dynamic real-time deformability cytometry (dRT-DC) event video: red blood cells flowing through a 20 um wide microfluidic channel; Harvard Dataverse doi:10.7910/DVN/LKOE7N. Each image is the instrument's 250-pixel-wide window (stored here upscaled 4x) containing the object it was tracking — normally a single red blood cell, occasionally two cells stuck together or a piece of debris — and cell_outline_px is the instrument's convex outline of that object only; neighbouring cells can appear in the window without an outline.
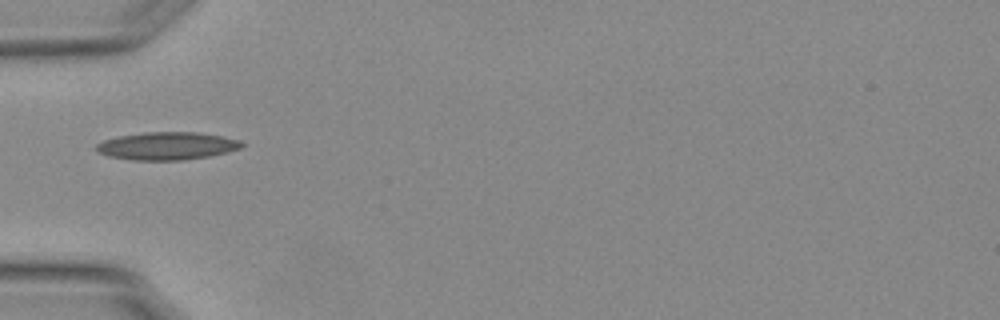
{"species": "Egyptian fruit bat (a non-hibernating species)", "species_latin": "Rousettus aegyptiacus", "temperature_condition": "warm", "stored_images_in_passage": 26, "camera_frame_rate_fps": 3000, "um_per_image_px": 0.085, "animal": {"sex": "female"}, "frame": {"image": 1, "passage_image": 1, "time_ms": 0.0, "image_size_px": [1000, 320], "cell_outline_px": [[244, 144], [240, 148], [228, 152], [208, 156], [184, 160], [132, 160], [108, 156], [100, 152], [96, 148], [96, 144], [104, 140], [116, 136], [144, 132], [196, 132], [220, 136], [240, 140]], "centroid_in_image_um": [14.18, 12.4], "position_along_channel_um": 70.8, "area_um2": 23.47}}
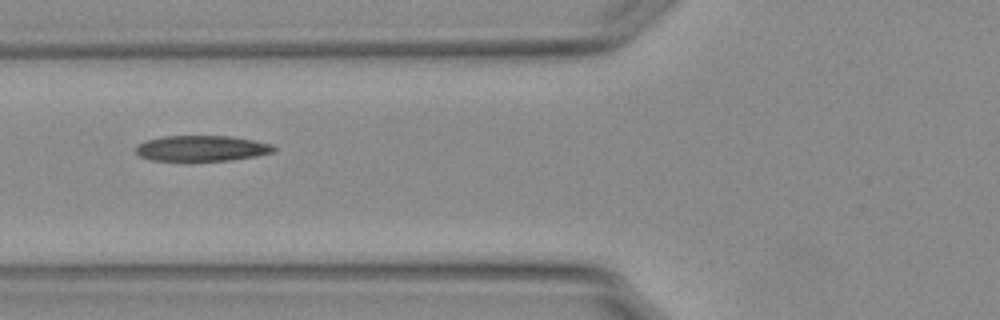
{"frame": {"image": 2, "passage_image": 4, "time_ms": 1.0, "image_size_px": [1000, 320], "cell_outline_px": [[276, 148], [272, 152], [256, 156], [228, 160], [152, 160], [140, 156], [136, 152], [136, 148], [144, 140], [164, 136], [232, 136], [256, 140], [272, 144]], "centroid_in_image_um": [17.17, 12.59], "position_along_channel_um": 108.6, "area_um2": 20.46}, "authors_computed_cell_mechanics": {"area_um2": 21.2126, "velocity_mm_per_s": 3.787, "shape_relaxation_time_tau1_ms": 4.5658, "shape_relaxation_time_tau2_ms": 3.2983, "deformation_change_tau1": 0.1543, "deformation_change_tau2": 0.1078}}